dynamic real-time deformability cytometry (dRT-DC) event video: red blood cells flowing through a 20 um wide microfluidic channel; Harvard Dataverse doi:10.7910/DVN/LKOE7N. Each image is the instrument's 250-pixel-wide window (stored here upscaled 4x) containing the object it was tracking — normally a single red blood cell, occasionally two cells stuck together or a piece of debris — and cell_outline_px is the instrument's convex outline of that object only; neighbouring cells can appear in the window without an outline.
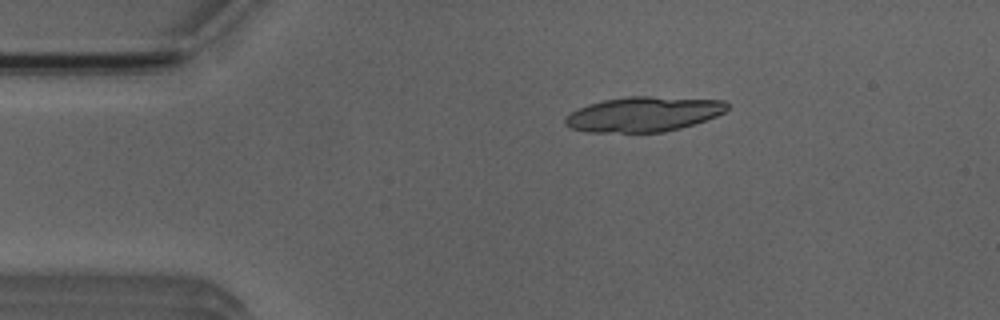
{"species": "Egyptian fruit bat (a non-hibernating species)", "species_latin": "Rousettus aegyptiacus", "temperature_condition": "room temperature", "stored_images_in_passage": 2, "camera_frame_rate_fps": 3000, "um_per_image_px": 0.085, "animal": {"sex": "male"}, "frame": {"image": 1, "passage_image": 1, "time_ms": 0.0, "image_size_px": [1000, 320], "cell_outline_px": [[728, 108], [724, 112], [716, 116], [680, 128], [664, 132], [588, 132], [572, 128], [564, 124], [564, 120], [572, 112], [588, 104], [604, 100], [628, 96], [648, 96], [724, 100], [728, 104]], "centroid_in_image_um": [54.71, 9.7], "position_along_channel_um": 30.3, "area_um2": 32.71}}